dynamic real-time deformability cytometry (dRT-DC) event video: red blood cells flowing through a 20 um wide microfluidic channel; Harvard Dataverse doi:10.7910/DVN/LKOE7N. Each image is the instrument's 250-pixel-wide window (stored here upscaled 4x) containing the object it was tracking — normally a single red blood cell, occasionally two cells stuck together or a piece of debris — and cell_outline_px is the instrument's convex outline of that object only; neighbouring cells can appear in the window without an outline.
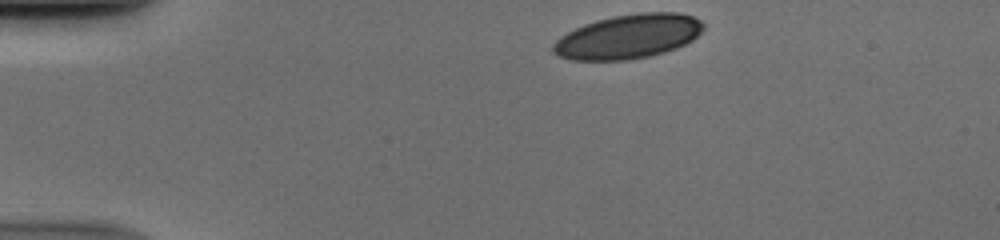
{"species": "human", "species_latin": "Homo sapiens", "temperature_condition": "cold", "stored_images_in_passage": 37, "camera_frame_rate_fps": 3000, "um_per_image_px": 0.085, "donor": {"sex": "male"}, "frame": {"image": 1, "passage_image": 1, "time_ms": 0.0, "image_size_px": [1000, 240], "cell_outline_px": [[704, 28], [692, 40], [676, 48], [664, 52], [648, 56], [628, 60], [572, 60], [560, 56], [552, 52], [552, 44], [560, 36], [584, 24], [596, 20], [612, 16], [640, 12], [680, 12], [692, 16], [700, 20], [704, 24]], "centroid_in_image_um": [53.39, 3.1], "position_along_channel_um": 31.6, "area_um2": 38.73}}
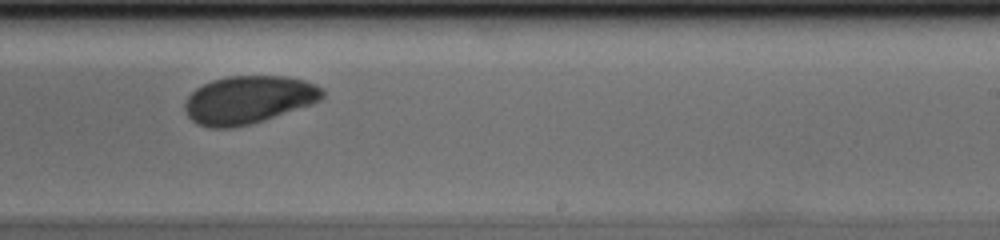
{"frame": {"image": 2, "passage_image": 24, "time_ms": 7.667, "image_size_px": [1000, 240], "cell_outline_px": [[324, 96], [320, 100], [312, 104], [252, 124], [232, 128], [208, 128], [196, 124], [188, 116], [184, 108], [184, 104], [188, 96], [196, 88], [212, 80], [228, 76], [284, 76], [304, 80], [316, 84], [324, 88]], "centroid_in_image_um": [21.12, 8.49], "position_along_channel_um": 267.9, "area_um2": 38.61}}
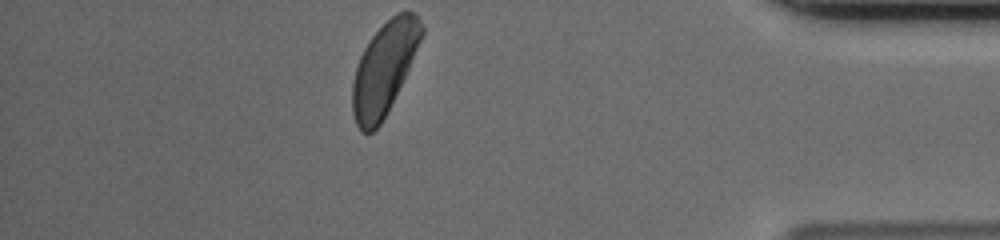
{"frame": {"image": 3, "passage_image": 37, "time_ms": 12.0, "image_size_px": [1000, 240], "cell_outline_px": [[424, 32], [408, 68], [380, 124], [372, 132], [360, 132], [356, 124], [352, 112], [352, 84], [356, 68], [360, 56], [364, 48], [372, 36], [392, 16], [400, 12], [412, 12], [420, 20], [424, 28]], "centroid_in_image_um": [32.62, 5.82], "position_along_channel_um": 402.6, "area_um2": 36.01}}